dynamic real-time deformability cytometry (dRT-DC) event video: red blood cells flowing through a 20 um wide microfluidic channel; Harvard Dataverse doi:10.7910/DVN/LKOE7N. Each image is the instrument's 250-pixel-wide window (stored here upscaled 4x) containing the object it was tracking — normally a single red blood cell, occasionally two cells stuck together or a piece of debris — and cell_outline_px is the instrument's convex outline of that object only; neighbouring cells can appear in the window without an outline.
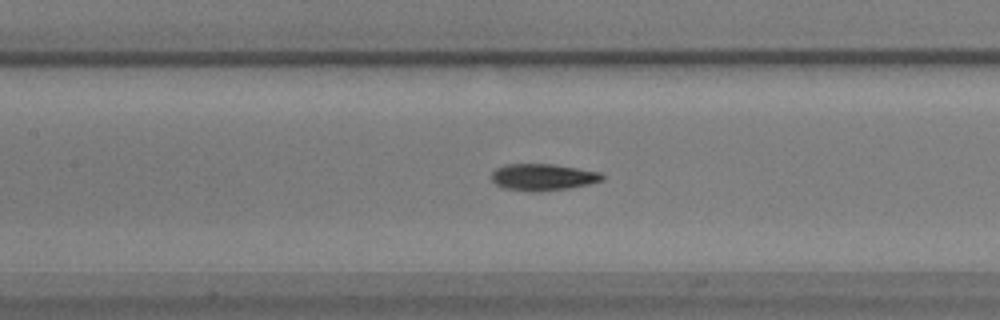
{"species": "common noctule bat (a hibernating species)", "species_latin": "Nyctalus noctula", "temperature_condition": "warm", "stored_images_in_passage": 55, "camera_frame_rate_fps": 3000, "um_per_image_px": 0.085, "animal": {"sex": "male", "body_mass_g": 17.9}, "frame": {"image": 1, "passage_image": 25, "time_ms": 8.0, "image_size_px": [1000, 320], "cell_outline_px": [[604, 180], [588, 184], [568, 188], [540, 192], [528, 192], [504, 188], [496, 184], [492, 180], [492, 172], [496, 168], [504, 164], [552, 164], [604, 172]], "centroid_in_image_um": [46.16, 15.06], "position_along_channel_um": 161.2, "area_um2": 17.46}}
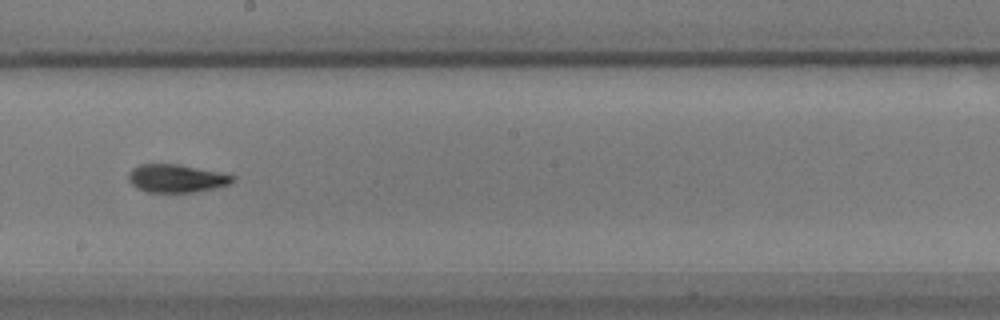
{"frame": {"image": 2, "passage_image": 31, "time_ms": 10.0, "image_size_px": [1000, 320], "cell_outline_px": [[236, 180], [228, 184], [216, 188], [192, 192], [148, 192], [136, 188], [128, 180], [128, 172], [132, 168], [140, 164], [176, 164], [220, 172], [236, 176]], "centroid_in_image_um": [14.98, 15.16], "position_along_channel_um": 233.2, "area_um2": 17.05}}
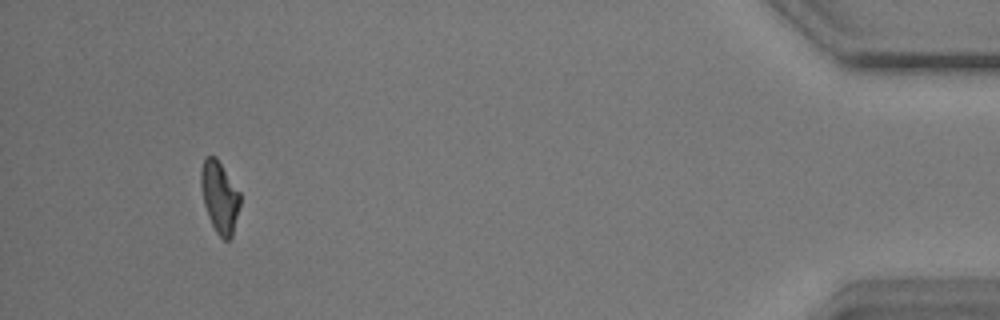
{"frame": {"image": 3, "passage_image": 52, "time_ms": 17.0, "image_size_px": [1000, 320], "cell_outline_px": [[240, 204], [232, 236], [228, 240], [224, 240], [216, 232], [208, 216], [204, 204], [200, 184], [200, 172], [204, 156], [216, 156], [240, 192]], "centroid_in_image_um": [18.65, 16.71], "position_along_channel_um": 416.5, "area_um2": 16.36}}